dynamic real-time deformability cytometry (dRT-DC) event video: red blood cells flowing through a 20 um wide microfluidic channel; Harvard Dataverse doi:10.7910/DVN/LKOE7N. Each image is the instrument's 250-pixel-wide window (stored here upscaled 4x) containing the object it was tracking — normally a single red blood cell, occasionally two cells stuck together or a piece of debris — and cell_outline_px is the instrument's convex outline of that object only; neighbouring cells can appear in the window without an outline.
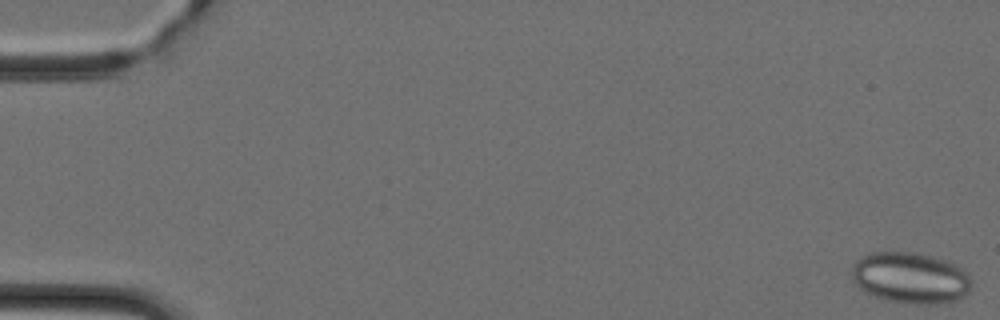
{"species": "Egyptian fruit bat (a non-hibernating species)", "species_latin": "Rousettus aegyptiacus", "temperature_condition": "cold", "stored_images_in_passage": 47, "camera_frame_rate_fps": 3000, "um_per_image_px": 0.085, "animal": {"sex": "female"}, "frame": {"image": 1, "passage_image": 1, "time_ms": 0.0, "image_size_px": [1000, 320], "cell_outline_px": [[972, 284], [968, 292], [952, 300], [936, 304], [916, 304], [888, 300], [872, 296], [860, 288], [852, 280], [852, 264], [860, 256], [868, 252], [916, 252], [944, 260], [952, 264], [964, 272], [972, 280]], "centroid_in_image_um": [77.31, 23.6], "position_along_channel_um": 7.7, "area_um2": 35.43}}
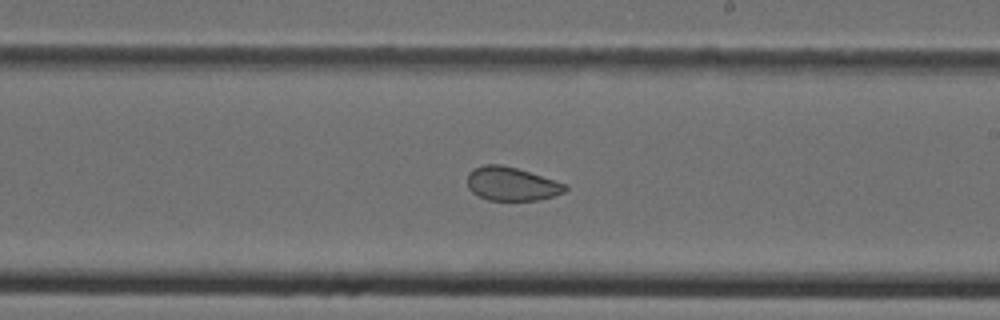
{"frame": {"image": 2, "passage_image": 28, "time_ms": 9.0, "image_size_px": [1000, 320], "cell_outline_px": [[568, 188], [564, 192], [552, 196], [536, 200], [488, 200], [472, 192], [468, 188], [468, 172], [484, 164], [500, 164], [516, 168], [568, 184]], "centroid_in_image_um": [43.49, 15.63], "position_along_channel_um": 245.5, "area_um2": 19.02}}
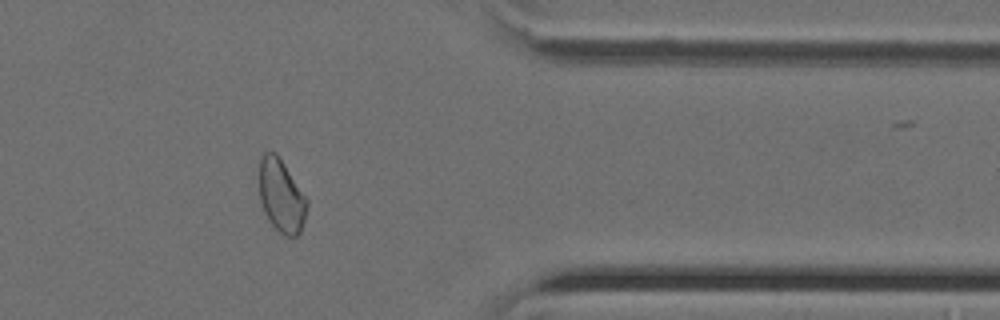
{"frame": {"image": 3, "passage_image": 39, "time_ms": 12.667, "image_size_px": [1000, 320], "cell_outline_px": [[308, 204], [304, 220], [300, 232], [296, 236], [284, 236], [268, 220], [264, 212], [260, 200], [260, 156], [264, 152], [276, 152], [308, 200]], "centroid_in_image_um": [23.91, 16.65], "position_along_channel_um": 387.5, "area_um2": 20.11}}